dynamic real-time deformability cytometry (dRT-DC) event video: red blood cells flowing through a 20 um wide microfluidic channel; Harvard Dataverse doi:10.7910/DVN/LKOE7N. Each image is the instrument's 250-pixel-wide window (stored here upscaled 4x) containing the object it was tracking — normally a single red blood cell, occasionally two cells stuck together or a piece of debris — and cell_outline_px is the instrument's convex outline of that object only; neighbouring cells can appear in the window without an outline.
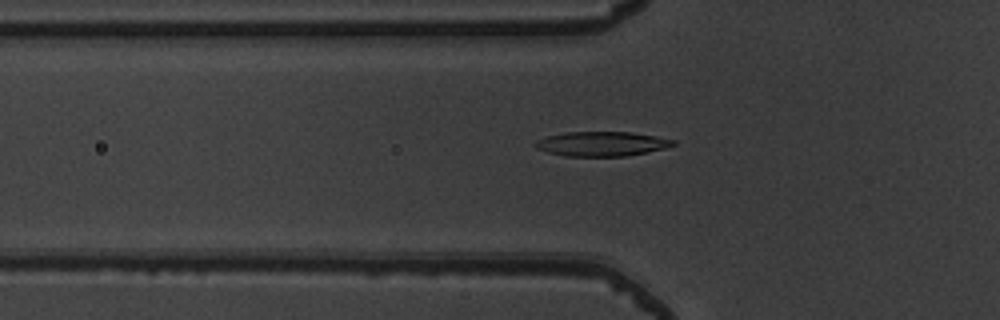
{"species": "common noctule bat (a hibernating species)", "species_latin": "Nyctalus noctula", "temperature_condition": "warm", "stored_images_in_passage": 52, "camera_frame_rate_fps": 3000, "um_per_image_px": 0.085, "animal": {"sex": "male", "body_mass_g": 19.5, "forearm_length_mm": 54.6}, "frame": {"image": 1, "passage_image": 19, "time_ms": 6.0, "image_size_px": [1000, 320], "cell_outline_px": [[676, 144], [668, 148], [624, 156], [564, 156], [548, 152], [536, 148], [532, 144], [536, 140], [548, 136], [568, 132], [632, 132], [656, 136], [676, 140]], "centroid_in_image_um": [51.17, 12.22], "position_along_channel_um": 74.6, "area_um2": 19.77}}
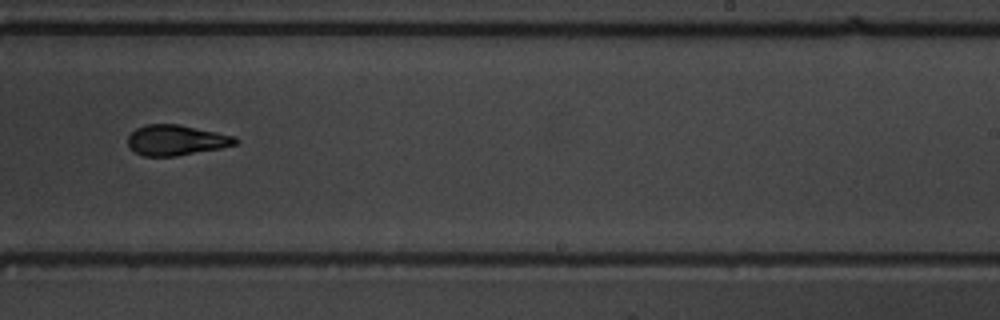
{"frame": {"image": 2, "passage_image": 34, "time_ms": 11.0, "image_size_px": [1000, 320], "cell_outline_px": [[240, 140], [236, 144], [220, 148], [176, 156], [144, 156], [128, 148], [128, 136], [136, 128], [144, 124], [180, 124], [236, 136]], "centroid_in_image_um": [14.97, 11.9], "position_along_channel_um": 274.0, "area_um2": 19.19}}
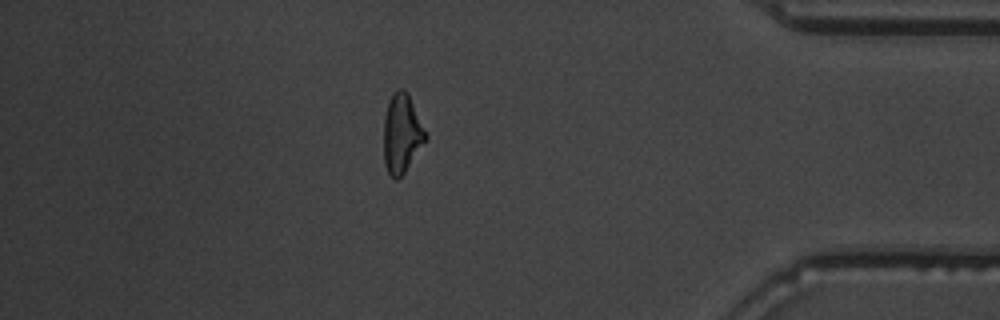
{"frame": {"image": 3, "passage_image": 46, "time_ms": 15.0, "image_size_px": [1000, 320], "cell_outline_px": [[428, 140], [404, 172], [396, 180], [388, 172], [384, 164], [384, 116], [388, 100], [392, 92], [396, 88], [404, 88], [408, 92], [428, 136]], "centroid_in_image_um": [34.16, 11.3], "position_along_channel_um": 401.0, "area_um2": 19.59}, "authors_computed_cell_mechanics": {"area_um2": 19.3341, "velocity_mm_per_s": 3.9848, "shape_relaxation_time_tau1_ms": 4.2005, "shape_relaxation_time_tau2_ms": 2.8192, "deformation_change_tau1": 0.1759, "deformation_change_tau2": 0.1134}}